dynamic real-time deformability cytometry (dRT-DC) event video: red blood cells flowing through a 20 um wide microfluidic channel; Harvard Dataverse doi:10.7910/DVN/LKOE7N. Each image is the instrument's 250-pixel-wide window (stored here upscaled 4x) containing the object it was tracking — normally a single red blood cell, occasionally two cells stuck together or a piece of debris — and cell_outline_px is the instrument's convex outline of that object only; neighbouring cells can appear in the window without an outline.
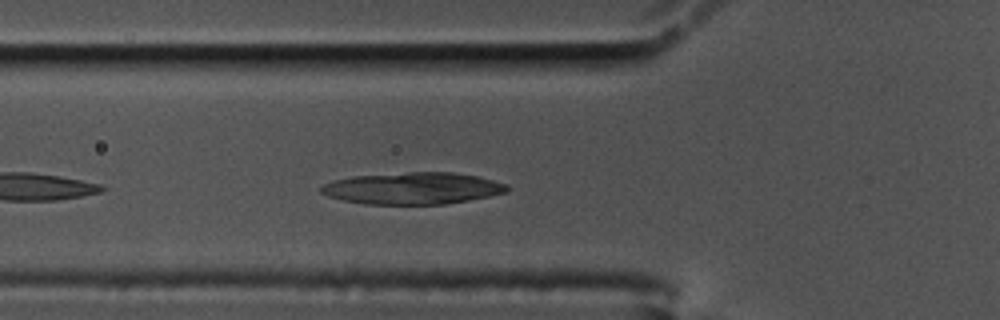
{"species": "common noctule bat (a hibernating species)", "species_latin": "Nyctalus noctula", "temperature_condition": "cold", "stored_images_in_passage": 13, "camera_frame_rate_fps": 3000, "um_per_image_px": 0.085, "animal": {"sex": "male", "body_mass_g": 17.5, "forearm_length_mm": 52.3}, "frame": {"image": 1, "passage_image": 6, "time_ms": 1.667, "image_size_px": [1000, 320], "cell_outline_px": [[512, 188], [508, 192], [468, 200], [444, 204], [364, 204], [344, 200], [328, 196], [320, 192], [320, 188], [324, 184], [332, 180], [352, 176], [408, 172], [452, 172], [480, 176], [508, 184]], "centroid_in_image_um": [35.12, 16.0], "position_along_channel_um": 90.7, "area_um2": 34.68}}